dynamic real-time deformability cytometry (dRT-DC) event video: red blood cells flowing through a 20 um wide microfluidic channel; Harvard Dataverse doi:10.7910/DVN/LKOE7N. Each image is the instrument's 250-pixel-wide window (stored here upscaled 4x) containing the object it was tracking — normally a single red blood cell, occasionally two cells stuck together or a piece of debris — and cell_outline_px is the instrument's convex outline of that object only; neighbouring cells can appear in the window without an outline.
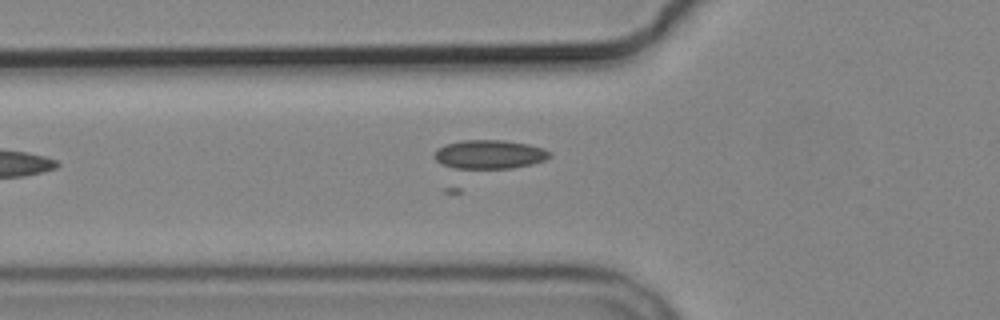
{"species": "common noctule bat (a hibernating species)", "species_latin": "Nyctalus noctula", "temperature_condition": "cold", "stored_images_in_passage": 2, "camera_frame_rate_fps": 3000, "um_per_image_px": 0.085, "animal": {"sex": "male", "body_mass_g": 19.2, "forearm_length_mm": 51.8}, "frame": {"image": 1, "passage_image": 2, "time_ms": 1.333, "image_size_px": [1000, 320], "cell_outline_px": [[552, 156], [544, 160], [532, 164], [512, 168], [456, 168], [444, 164], [436, 160], [432, 156], [444, 144], [464, 140], [504, 140], [528, 144], [544, 148], [552, 152]], "centroid_in_image_um": [41.66, 13.11], "position_along_channel_um": 84.1, "area_um2": 19.31}}